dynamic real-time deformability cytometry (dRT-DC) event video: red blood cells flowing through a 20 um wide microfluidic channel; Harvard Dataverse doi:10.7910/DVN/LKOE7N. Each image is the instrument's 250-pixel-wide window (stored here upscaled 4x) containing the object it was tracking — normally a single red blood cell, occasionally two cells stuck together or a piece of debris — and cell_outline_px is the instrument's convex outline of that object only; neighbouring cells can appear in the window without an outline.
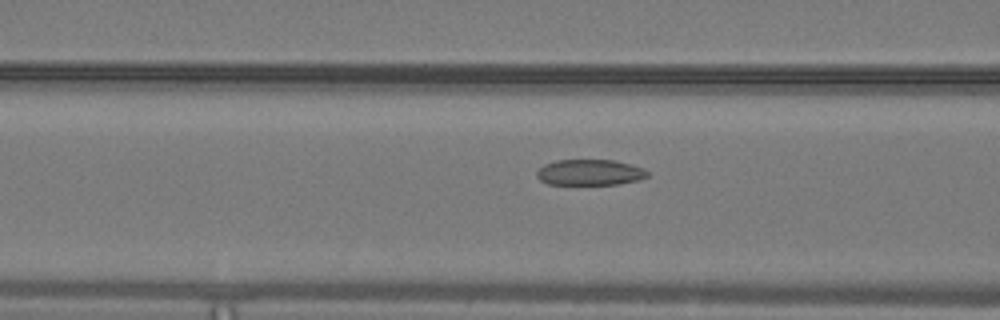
{"species": "common noctule bat (a hibernating species)", "species_latin": "Nyctalus noctula", "temperature_condition": "warm", "stored_images_in_passage": 9, "camera_frame_rate_fps": 3000, "um_per_image_px": 0.085, "animal": {"sex": "male", "body_mass_g": 19.2, "forearm_length_mm": 51.8}, "frame": {"image": 1, "passage_image": 7, "time_ms": 2.0, "image_size_px": [1000, 320], "cell_outline_px": [[648, 176], [640, 180], [620, 184], [548, 184], [540, 180], [536, 176], [536, 172], [544, 164], [556, 160], [612, 160], [632, 164], [644, 168], [648, 172]], "centroid_in_image_um": [50.15, 14.65], "position_along_channel_um": 116.4, "area_um2": 16.76}}